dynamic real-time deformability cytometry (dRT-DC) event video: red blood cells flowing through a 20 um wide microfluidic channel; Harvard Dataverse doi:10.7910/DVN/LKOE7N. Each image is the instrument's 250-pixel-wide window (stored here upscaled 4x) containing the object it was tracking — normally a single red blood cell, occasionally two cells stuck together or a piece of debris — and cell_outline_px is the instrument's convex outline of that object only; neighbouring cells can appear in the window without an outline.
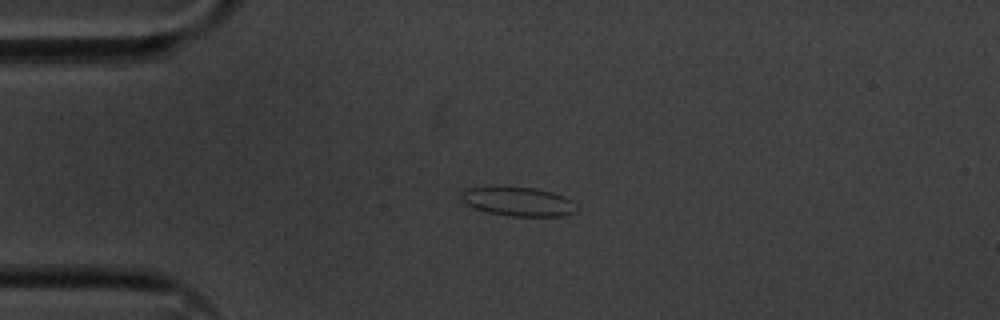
{"species": "common noctule bat (a hibernating species)", "species_latin": "Nyctalus noctula", "temperature_condition": "cold", "stored_images_in_passage": 43, "camera_frame_rate_fps": 3000, "um_per_image_px": 0.085, "animal": {"sex": "male", "body_mass_g": 20.1, "forearm_length_mm": 53.5}, "frame": {"image": 1, "passage_image": 1, "time_ms": 0.0, "image_size_px": [1000, 320], "cell_outline_px": [[580, 208], [576, 212], [564, 216], [512, 216], [488, 212], [476, 208], [460, 200], [460, 192], [468, 188], [536, 188], [552, 192], [564, 196], [572, 200]], "centroid_in_image_um": [44.13, 17.15], "position_along_channel_um": 40.9, "area_um2": 19.31}}
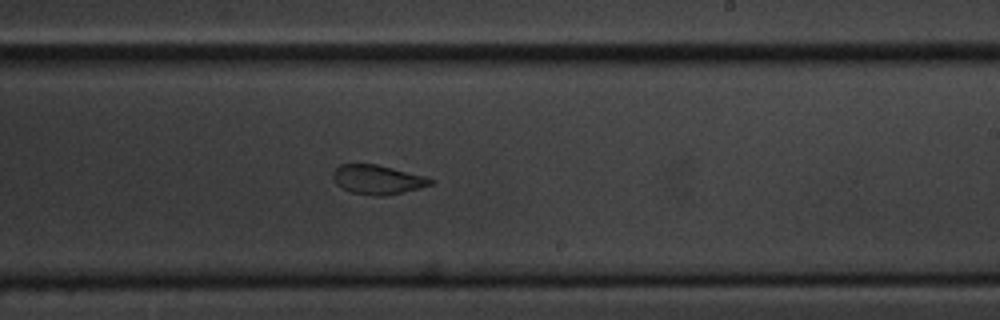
{"frame": {"image": 2, "passage_image": 21, "time_ms": 6.667, "image_size_px": [1000, 320], "cell_outline_px": [[436, 180], [432, 184], [420, 188], [388, 196], [372, 196], [352, 192], [336, 184], [332, 176], [332, 172], [340, 164], [376, 164], [424, 176]], "centroid_in_image_um": [32.1, 15.27], "position_along_channel_um": 256.9, "area_um2": 16.65}}
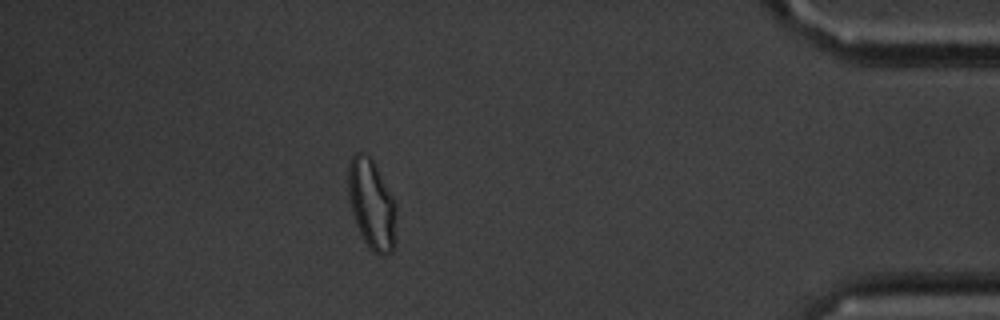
{"frame": {"image": 3, "passage_image": 37, "time_ms": 12.0, "image_size_px": [1000, 320], "cell_outline_px": [[396, 244], [392, 252], [384, 256], [380, 256], [368, 248], [356, 224], [352, 212], [348, 196], [348, 168], [352, 156], [356, 152], [360, 152], [368, 156], [372, 160], [392, 196], [396, 204]], "centroid_in_image_um": [31.61, 17.44], "position_along_channel_um": 403.6, "area_um2": 25.26}, "authors_computed_cell_mechanics": {"area_um2": 17.6868, "velocity_mm_per_s": 3.5838, "shape_relaxation_time_tau1_ms": 3.4216, "shape_relaxation_time_tau2_ms": 1.3704, "deformation_change_tau1": 0.123, "deformation_change_tau2": 0.0728}}